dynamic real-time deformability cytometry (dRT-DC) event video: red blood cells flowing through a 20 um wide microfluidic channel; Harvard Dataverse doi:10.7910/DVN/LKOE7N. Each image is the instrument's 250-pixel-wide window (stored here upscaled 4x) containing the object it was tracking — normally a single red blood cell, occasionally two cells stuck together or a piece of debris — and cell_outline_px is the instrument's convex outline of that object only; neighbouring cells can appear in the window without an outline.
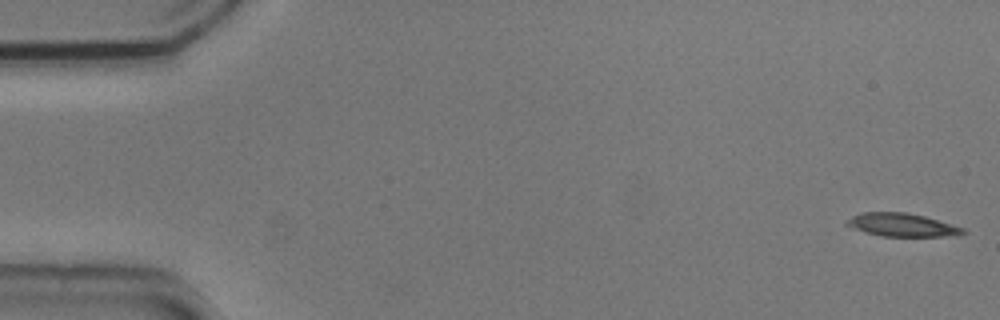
{"species": "common noctule bat (a hibernating species)", "species_latin": "Nyctalus noctula", "temperature_condition": "cold", "stored_images_in_passage": 10, "camera_frame_rate_fps": 3000, "um_per_image_px": 0.085, "animal": {"sex": "male", "body_mass_g": 20.5, "forearm_length_mm": 52.5}, "frame": {"image": 1, "passage_image": 1, "time_ms": 0.0, "image_size_px": [1000, 320], "cell_outline_px": [[968, 232], [944, 236], [880, 236], [844, 224], [844, 220], [860, 212], [908, 212], [924, 216], [964, 228]], "centroid_in_image_um": [76.63, 19.1], "position_along_channel_um": 8.4, "area_um2": 15.49}}